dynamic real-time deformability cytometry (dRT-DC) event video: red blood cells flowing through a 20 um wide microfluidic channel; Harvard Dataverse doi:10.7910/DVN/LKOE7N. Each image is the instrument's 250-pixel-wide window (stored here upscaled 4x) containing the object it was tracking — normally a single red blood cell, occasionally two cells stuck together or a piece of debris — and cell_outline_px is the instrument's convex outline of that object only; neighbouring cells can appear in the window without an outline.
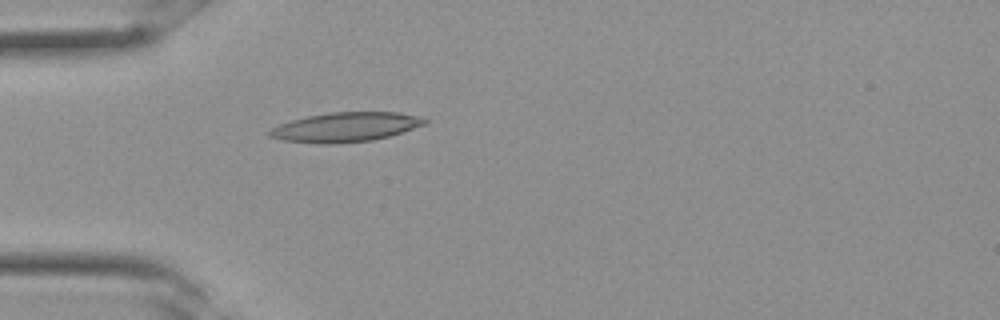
{"species": "Egyptian fruit bat (a non-hibernating species)", "species_latin": "Rousettus aegyptiacus", "temperature_condition": "room temperature", "stored_images_in_passage": 30, "camera_frame_rate_fps": 3000, "um_per_image_px": 0.085, "frame": {"image": 1, "passage_image": 10, "time_ms": 3.0, "image_size_px": [1000, 320], "cell_outline_px": [[428, 124], [388, 136], [372, 140], [336, 144], [320, 144], [284, 140], [268, 136], [268, 132], [272, 128], [280, 124], [292, 120], [308, 116], [328, 112], [400, 112], [416, 116], [428, 120]], "centroid_in_image_um": [29.38, 10.8], "position_along_channel_um": 55.6, "area_um2": 26.59}}
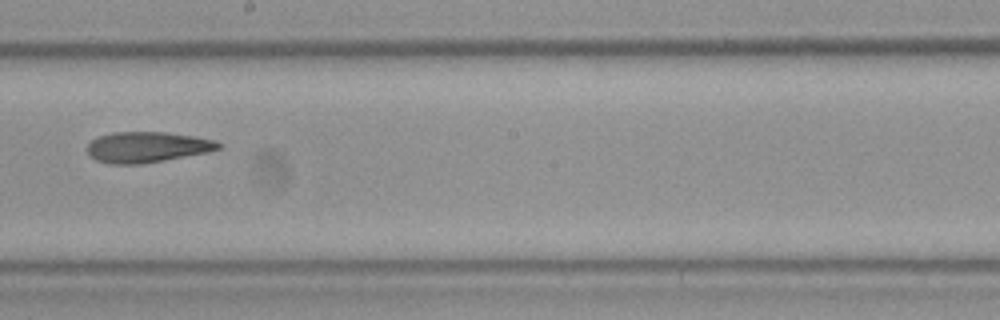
{"frame": {"image": 2, "passage_image": 19, "time_ms": 6.0, "image_size_px": [1000, 320], "cell_outline_px": [[220, 148], [208, 152], [164, 160], [140, 164], [108, 164], [96, 160], [88, 156], [88, 144], [92, 140], [100, 136], [112, 132], [164, 132], [192, 136], [216, 140], [220, 144]], "centroid_in_image_um": [12.47, 12.51], "position_along_channel_um": 235.7, "area_um2": 23.35}}
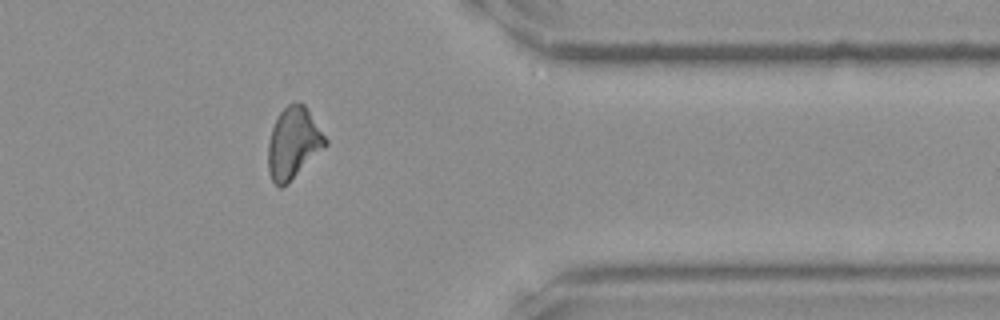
{"frame": {"image": 3, "passage_image": 27, "time_ms": 8.667, "image_size_px": [1000, 320], "cell_outline_px": [[328, 144], [288, 184], [280, 188], [272, 180], [268, 172], [268, 140], [276, 116], [288, 104], [300, 100], [304, 104], [328, 140]], "centroid_in_image_um": [24.93, 12.16], "position_along_channel_um": 386.5, "area_um2": 23.99}}